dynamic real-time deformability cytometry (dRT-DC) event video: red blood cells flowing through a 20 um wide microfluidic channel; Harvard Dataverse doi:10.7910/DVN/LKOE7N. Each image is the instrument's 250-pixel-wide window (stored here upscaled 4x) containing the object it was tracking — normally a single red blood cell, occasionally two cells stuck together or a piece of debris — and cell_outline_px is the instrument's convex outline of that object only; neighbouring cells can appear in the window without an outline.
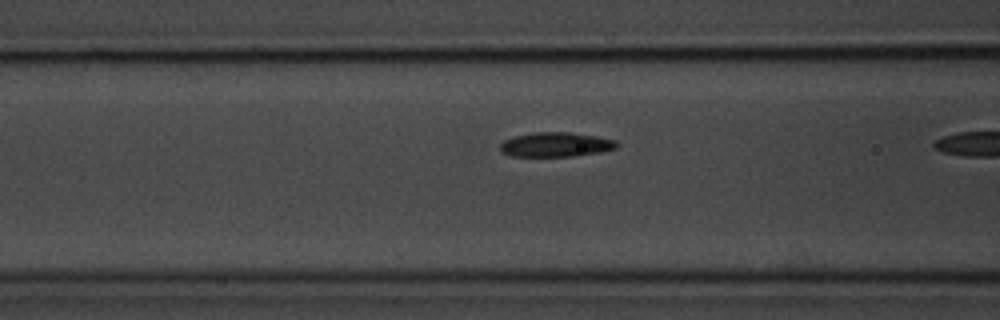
{"species": "common noctule bat (a hibernating species)", "species_latin": "Nyctalus noctula", "temperature_condition": "room temperature", "stored_images_in_passage": 11, "camera_frame_rate_fps": 3000, "um_per_image_px": 0.085, "animal": {"sex": "male", "body_mass_g": 20.1, "forearm_length_mm": 53.5}, "frame": {"image": 1, "passage_image": 10, "time_ms": 3.0, "image_size_px": [1000, 320], "cell_outline_px": [[620, 144], [616, 148], [600, 152], [572, 156], [508, 156], [500, 148], [500, 144], [504, 140], [512, 136], [532, 132], [568, 132], [596, 136], [616, 140]], "centroid_in_image_um": [47.24, 12.28], "position_along_channel_um": 119.4, "area_um2": 16.7}}